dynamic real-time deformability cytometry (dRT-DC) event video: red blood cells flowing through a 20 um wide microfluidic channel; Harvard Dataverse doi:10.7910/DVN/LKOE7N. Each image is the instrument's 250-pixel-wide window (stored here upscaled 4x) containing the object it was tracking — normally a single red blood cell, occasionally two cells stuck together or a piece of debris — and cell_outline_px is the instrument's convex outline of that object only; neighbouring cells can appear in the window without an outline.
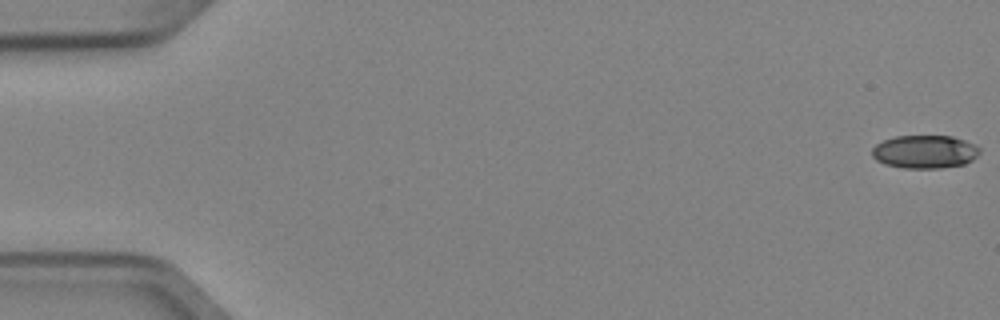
{"species": "Egyptian fruit bat (a non-hibernating species)", "species_latin": "Rousettus aegyptiacus", "temperature_condition": "cold", "stored_images_in_passage": 18, "camera_frame_rate_fps": 3000, "um_per_image_px": 0.085, "animal": {"sex": "female"}, "frame": {"image": 1, "passage_image": 1, "time_ms": 0.0, "image_size_px": [1000, 320], "cell_outline_px": [[980, 152], [972, 160], [964, 164], [940, 168], [904, 168], [884, 164], [876, 160], [872, 156], [872, 148], [876, 144], [884, 140], [896, 136], [952, 136], [964, 140], [980, 148]], "centroid_in_image_um": [78.58, 12.9], "position_along_channel_um": 6.4, "area_um2": 20.75}}
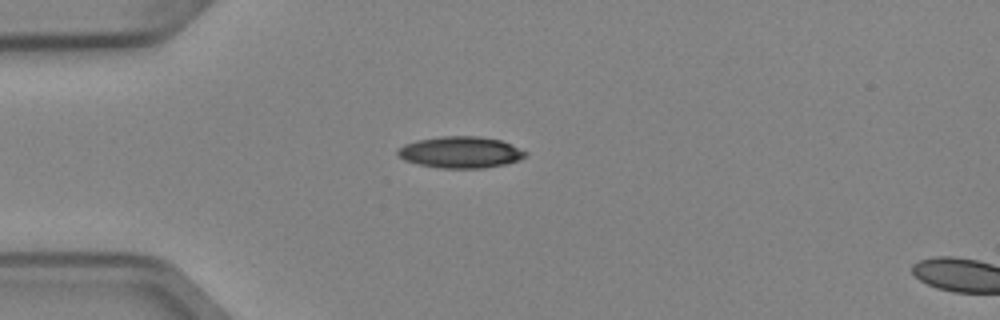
{"frame": {"image": 2, "passage_image": 15, "time_ms": 4.667, "image_size_px": [1000, 320], "cell_outline_px": [[528, 152], [520, 160], [504, 164], [480, 168], [440, 168], [420, 164], [404, 160], [396, 152], [396, 148], [404, 144], [416, 140], [440, 136], [480, 136], [500, 140]], "centroid_in_image_um": [39.11, 12.93], "position_along_channel_um": 45.9, "area_um2": 23.35}}